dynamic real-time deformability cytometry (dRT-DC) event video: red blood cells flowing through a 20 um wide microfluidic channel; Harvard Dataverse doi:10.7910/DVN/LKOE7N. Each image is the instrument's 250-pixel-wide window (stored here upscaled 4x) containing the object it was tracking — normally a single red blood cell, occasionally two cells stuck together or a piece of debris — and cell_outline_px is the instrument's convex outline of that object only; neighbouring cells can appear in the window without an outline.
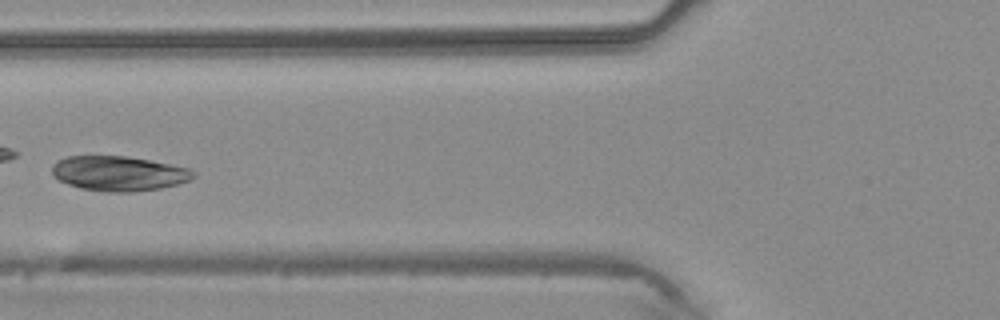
{"species": "common noctule bat (a hibernating species)", "species_latin": "Nyctalus noctula", "temperature_condition": "warm", "stored_images_in_passage": 34, "camera_frame_rate_fps": 3000, "um_per_image_px": 0.085, "animal": {"sex": "male", "body_mass_g": 20.4}, "frame": {"image": 1, "passage_image": 10, "time_ms": 3.0, "image_size_px": [1000, 320], "cell_outline_px": [[196, 176], [188, 180], [176, 184], [160, 188], [132, 192], [108, 192], [80, 188], [68, 184], [52, 176], [52, 164], [68, 156], [124, 156], [148, 160], [188, 168], [196, 172]], "centroid_in_image_um": [10.07, 14.75], "position_along_channel_um": 115.7, "area_um2": 28.44}}
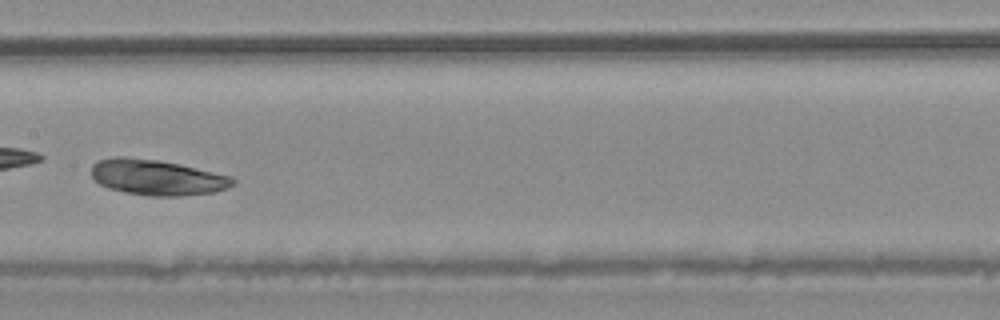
{"frame": {"image": 2, "passage_image": 15, "time_ms": 4.667, "image_size_px": [1000, 320], "cell_outline_px": [[236, 184], [228, 188], [212, 192], [180, 196], [148, 196], [124, 192], [108, 188], [100, 184], [92, 176], [92, 164], [96, 160], [112, 156], [124, 156], [156, 160], [180, 164], [232, 176], [236, 180]], "centroid_in_image_um": [13.34, 15.07], "position_along_channel_um": 194.1, "area_um2": 29.54}}